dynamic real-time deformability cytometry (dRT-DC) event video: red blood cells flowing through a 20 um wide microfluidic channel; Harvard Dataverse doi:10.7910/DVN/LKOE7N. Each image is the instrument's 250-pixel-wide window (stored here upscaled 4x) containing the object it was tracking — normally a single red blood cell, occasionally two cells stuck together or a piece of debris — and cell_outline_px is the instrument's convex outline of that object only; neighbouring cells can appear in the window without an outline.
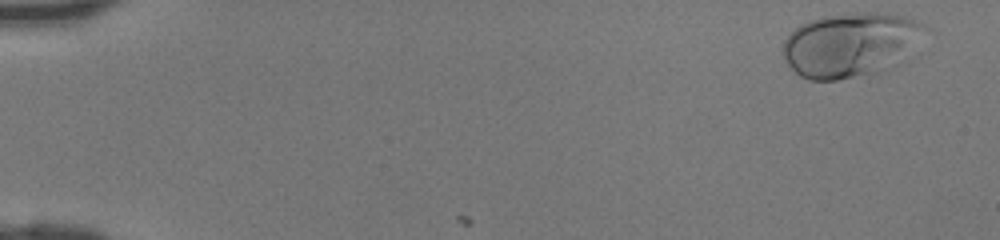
{"species": "human", "species_latin": "Homo sapiens", "temperature_condition": "room temperature", "stored_images_in_passage": 46, "camera_frame_rate_fps": 3000, "um_per_image_px": 0.085, "donor": {"sex": "female"}, "frame": {"image": 1, "passage_image": 2, "time_ms": 0.333, "image_size_px": [1000, 240], "cell_outline_px": [[932, 28], [900, 68], [880, 72], [836, 80], [808, 80], [800, 76], [788, 64], [784, 56], [784, 40], [800, 24], [808, 20], [824, 16], [848, 12], [876, 12], [904, 16], [920, 20]], "centroid_in_image_um": [72.46, 3.8], "position_along_channel_um": 12.5, "area_um2": 54.97}}
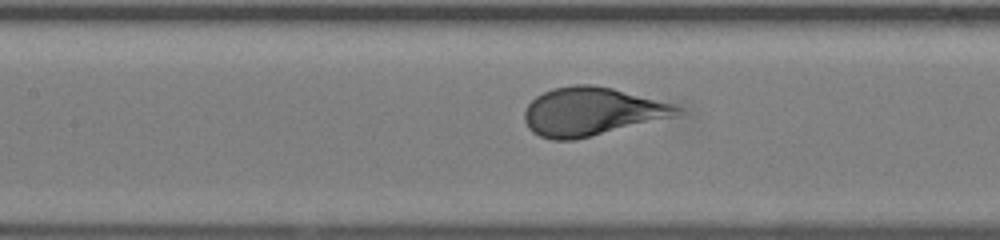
{"frame": {"image": 2, "passage_image": 22, "time_ms": 7.0, "image_size_px": [1000, 240], "cell_outline_px": [[684, 108], [676, 116], [576, 140], [552, 140], [540, 136], [532, 132], [528, 128], [524, 120], [524, 112], [528, 104], [536, 96], [552, 88], [576, 84], [592, 84], [612, 88], [672, 104]], "centroid_in_image_um": [50.25, 9.49], "position_along_channel_um": 157.1, "area_um2": 42.89}}
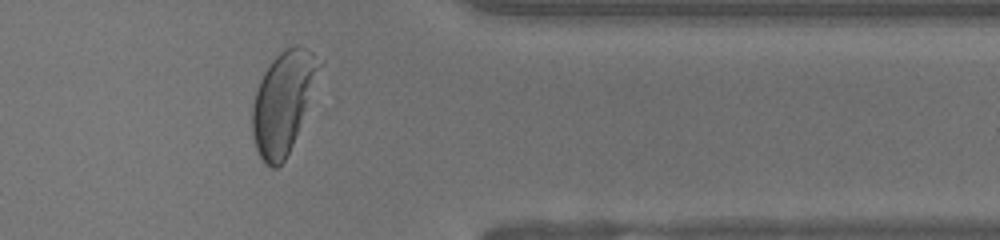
{"frame": {"image": 3, "passage_image": 38, "time_ms": 12.333, "image_size_px": [1000, 240], "cell_outline_px": [[324, 60], [292, 144], [284, 160], [276, 168], [272, 168], [264, 164], [256, 148], [252, 132], [252, 104], [260, 80], [264, 72], [272, 60], [280, 52], [296, 44]], "centroid_in_image_um": [24.04, 8.68], "position_along_channel_um": 387.4, "area_um2": 38.73}}